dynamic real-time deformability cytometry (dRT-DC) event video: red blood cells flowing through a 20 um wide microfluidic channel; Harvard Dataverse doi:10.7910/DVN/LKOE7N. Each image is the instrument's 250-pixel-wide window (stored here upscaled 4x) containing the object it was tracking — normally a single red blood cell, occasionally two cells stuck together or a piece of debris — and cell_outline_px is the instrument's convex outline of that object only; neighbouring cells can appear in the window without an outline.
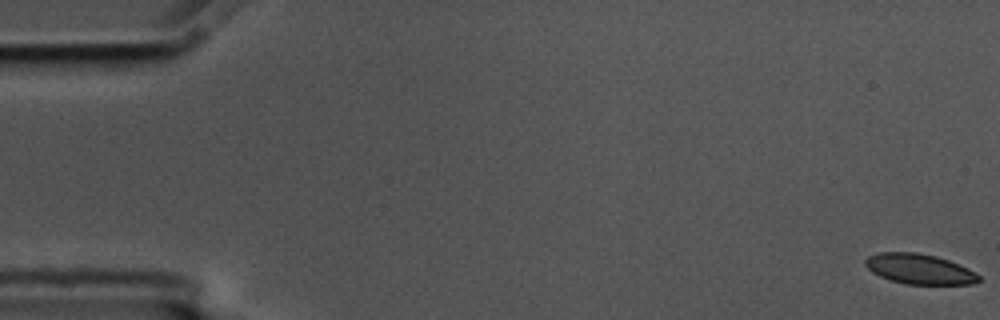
{"species": "common noctule bat (a hibernating species)", "species_latin": "Nyctalus noctula", "temperature_condition": "cold", "stored_images_in_passage": 17, "camera_frame_rate_fps": 3000, "um_per_image_px": 0.085, "animal": {"sex": "male", "body_mass_g": 17.5, "forearm_length_mm": 52.3}, "frame": {"image": 1, "passage_image": 1, "time_ms": 0.0, "image_size_px": [1000, 320], "cell_outline_px": [[980, 280], [976, 284], [904, 284], [880, 276], [872, 272], [864, 264], [864, 260], [868, 256], [880, 252], [916, 252], [936, 256], [948, 260], [968, 268], [980, 276]], "centroid_in_image_um": [78.15, 22.86], "position_along_channel_um": 6.9, "area_um2": 19.94}}
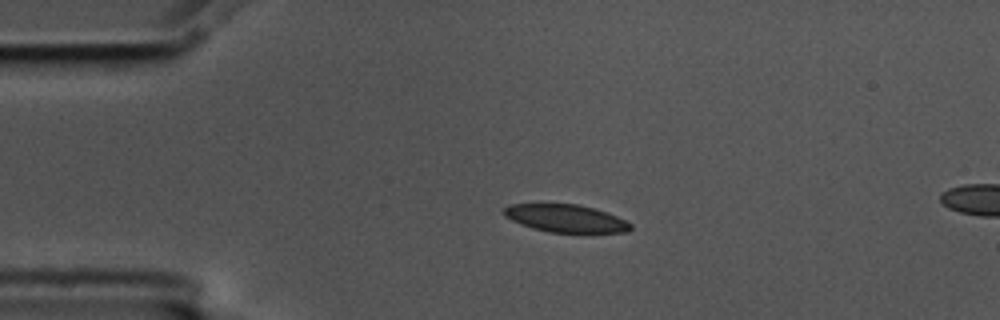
{"frame": {"image": 2, "passage_image": 13, "time_ms": 4.0, "image_size_px": [1000, 320], "cell_outline_px": [[632, 228], [628, 232], [548, 232], [532, 228], [520, 224], [504, 216], [504, 208], [508, 204], [576, 204], [592, 208], [616, 216], [632, 224]], "centroid_in_image_um": [48.05, 18.56], "position_along_channel_um": 36.9, "area_um2": 20.17}}